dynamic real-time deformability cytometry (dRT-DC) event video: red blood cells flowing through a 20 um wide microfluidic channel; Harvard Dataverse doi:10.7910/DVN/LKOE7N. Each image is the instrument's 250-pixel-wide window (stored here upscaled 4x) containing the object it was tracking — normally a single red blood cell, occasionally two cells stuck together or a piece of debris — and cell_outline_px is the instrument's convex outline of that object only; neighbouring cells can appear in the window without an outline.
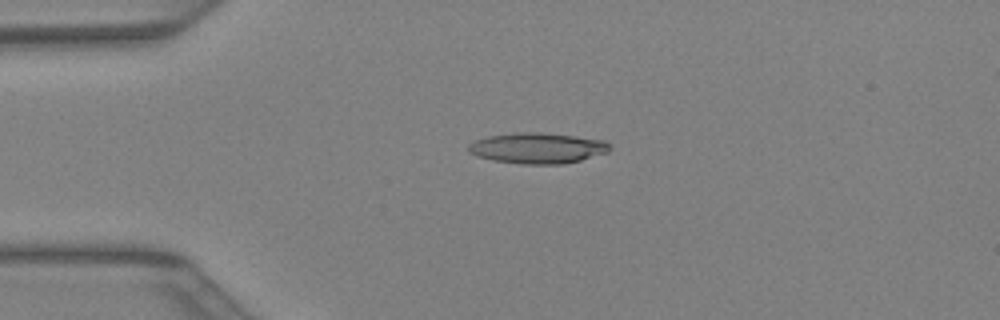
{"species": "Egyptian fruit bat (a non-hibernating species)", "species_latin": "Rousettus aegyptiacus", "temperature_condition": "warm", "stored_images_in_passage": 41, "camera_frame_rate_fps": 3000, "um_per_image_px": 0.085, "animal": {"sex": "female"}, "frame": {"image": 1, "passage_image": 10, "time_ms": 3.0, "image_size_px": [1000, 320], "cell_outline_px": [[608, 152], [580, 160], [560, 164], [520, 164], [492, 160], [476, 156], [468, 152], [468, 144], [476, 140], [488, 136], [512, 132], [540, 132], [604, 140], [608, 144]], "centroid_in_image_um": [45.62, 12.59], "position_along_channel_um": 39.4, "area_um2": 25.2}}
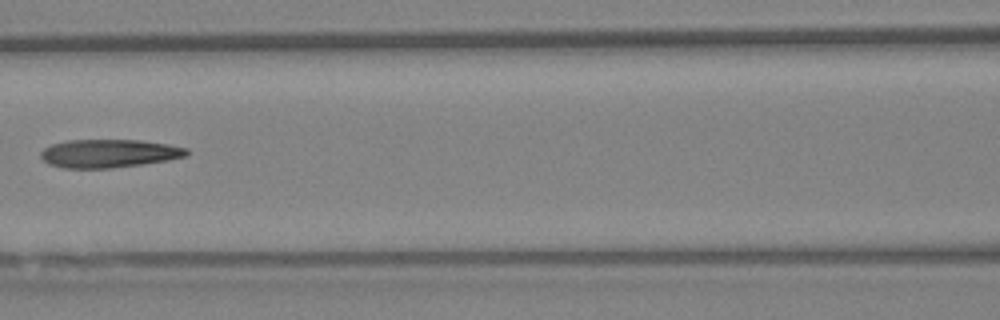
{"frame": {"image": 2, "passage_image": 19, "time_ms": 6.0, "image_size_px": [1000, 320], "cell_outline_px": [[188, 156], [168, 160], [112, 168], [64, 168], [48, 164], [40, 156], [40, 152], [44, 148], [52, 144], [68, 140], [140, 140], [168, 144], [188, 148]], "centroid_in_image_um": [9.26, 13.04], "position_along_channel_um": 157.3, "area_um2": 24.04}}
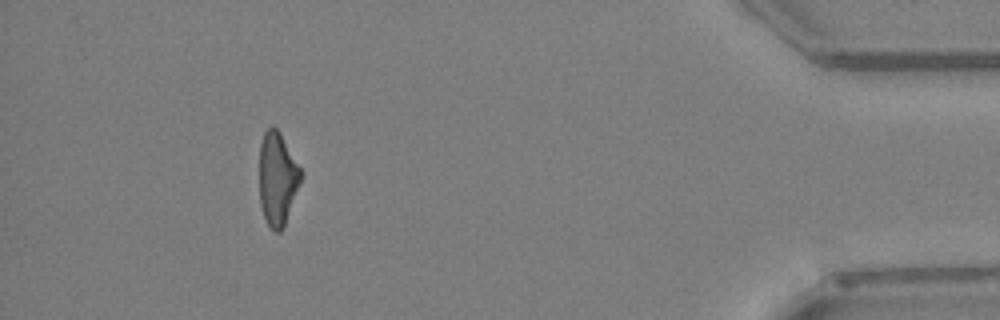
{"frame": {"image": 3, "passage_image": 38, "time_ms": 12.333, "image_size_px": [1000, 320], "cell_outline_px": [[300, 184], [284, 224], [280, 232], [272, 232], [264, 216], [260, 204], [260, 144], [264, 132], [272, 124], [280, 132], [300, 168]], "centroid_in_image_um": [23.56, 15.17], "position_along_channel_um": 411.6, "area_um2": 22.14}}